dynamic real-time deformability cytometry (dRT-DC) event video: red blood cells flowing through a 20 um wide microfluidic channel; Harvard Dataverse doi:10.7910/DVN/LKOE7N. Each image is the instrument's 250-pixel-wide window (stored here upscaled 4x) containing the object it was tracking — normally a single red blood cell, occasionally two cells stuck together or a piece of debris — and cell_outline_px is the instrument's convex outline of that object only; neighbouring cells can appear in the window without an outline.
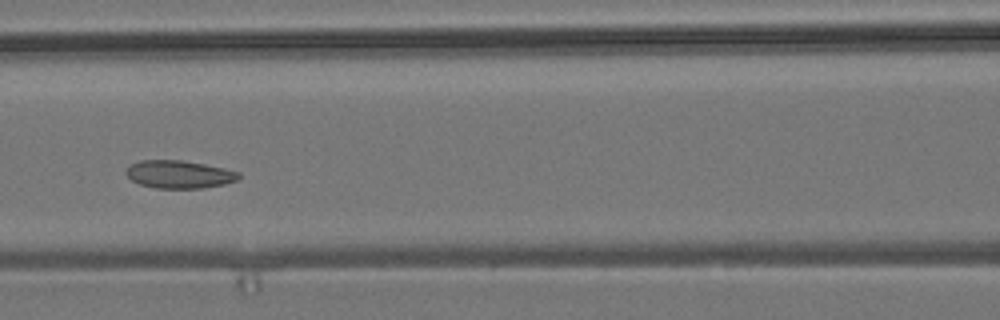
{"species": "common noctule bat (a hibernating species)", "species_latin": "Nyctalus noctula", "temperature_condition": "room temperature", "stored_images_in_passage": 9, "camera_frame_rate_fps": 3000, "um_per_image_px": 0.085, "animal": {"sex": "male", "body_mass_g": 19.2, "forearm_length_mm": 51.8}, "frame": {"image": 1, "passage_image": 7, "time_ms": 2.0, "image_size_px": [1000, 320], "cell_outline_px": [[240, 176], [236, 180], [224, 184], [204, 188], [156, 188], [140, 184], [132, 180], [124, 172], [132, 164], [140, 160], [180, 160], [204, 164], [224, 168], [240, 172]], "centroid_in_image_um": [15.23, 14.82], "position_along_channel_um": 151.4, "area_um2": 18.15}}
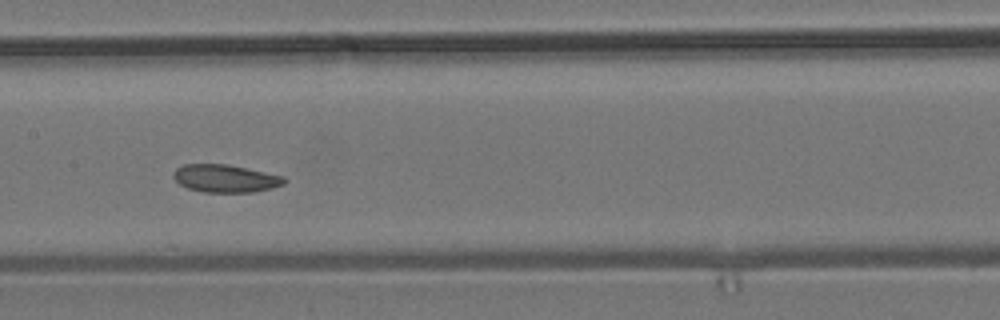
{"frame": {"image": 2, "passage_image": 8, "time_ms": 2.333, "image_size_px": [1000, 320], "cell_outline_px": [[288, 180], [284, 184], [272, 188], [252, 192], [204, 192], [188, 188], [180, 184], [172, 176], [176, 168], [184, 164], [228, 164], [284, 176]], "centroid_in_image_um": [19.18, 15.16], "position_along_channel_um": 188.2, "area_um2": 17.92}}
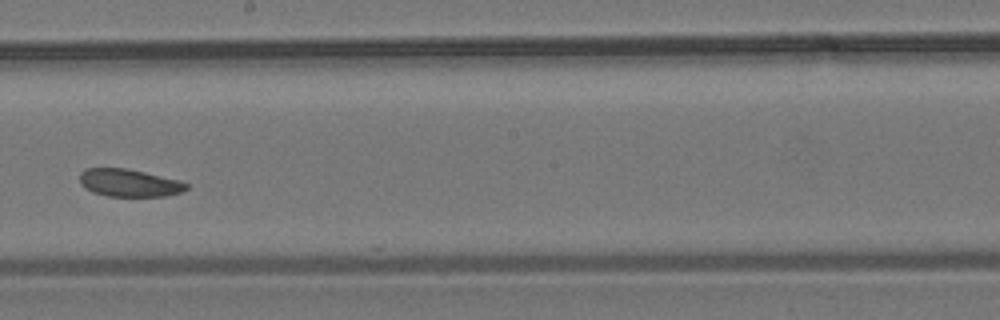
{"frame": {"image": 3, "passage_image": 9, "time_ms": 2.667, "image_size_px": [1000, 320], "cell_outline_px": [[188, 188], [180, 192], [164, 196], [108, 196], [92, 192], [84, 188], [80, 184], [80, 172], [84, 168], [124, 168], [144, 172], [180, 180], [188, 184]], "centroid_in_image_um": [10.94, 15.54], "position_along_channel_um": 237.3, "area_um2": 17.17}}